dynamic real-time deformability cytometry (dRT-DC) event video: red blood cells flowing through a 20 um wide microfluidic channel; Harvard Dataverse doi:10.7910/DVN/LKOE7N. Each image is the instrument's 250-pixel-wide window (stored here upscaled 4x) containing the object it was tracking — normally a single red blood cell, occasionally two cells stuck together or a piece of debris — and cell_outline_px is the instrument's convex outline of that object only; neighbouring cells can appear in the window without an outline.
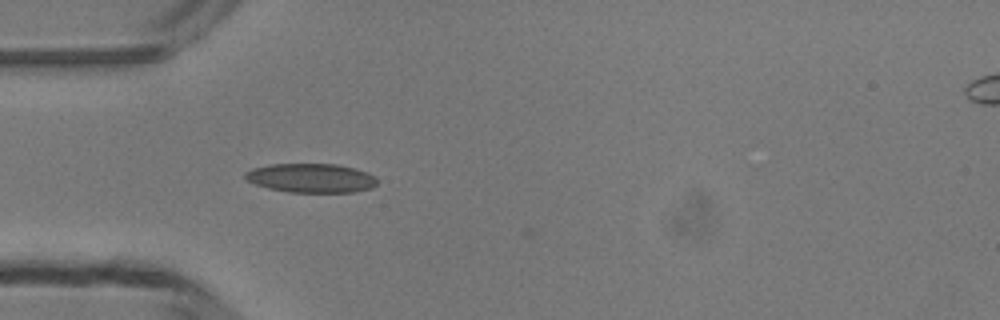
{"species": "common noctule bat (a hibernating species)", "species_latin": "Nyctalus noctula", "temperature_condition": "room temperature", "stored_images_in_passage": 34, "camera_frame_rate_fps": 3000, "um_per_image_px": 0.085, "animal": {"sex": "male", "body_mass_g": 13.3}, "frame": {"image": 1, "passage_image": 1, "time_ms": 0.0, "image_size_px": [1000, 320], "cell_outline_px": [[376, 184], [372, 188], [352, 192], [288, 192], [268, 188], [256, 184], [248, 180], [244, 176], [244, 172], [252, 168], [268, 164], [336, 164], [356, 168], [368, 172], [376, 176]], "centroid_in_image_um": [26.45, 15.12], "position_along_channel_um": 58.5, "area_um2": 22.48}}
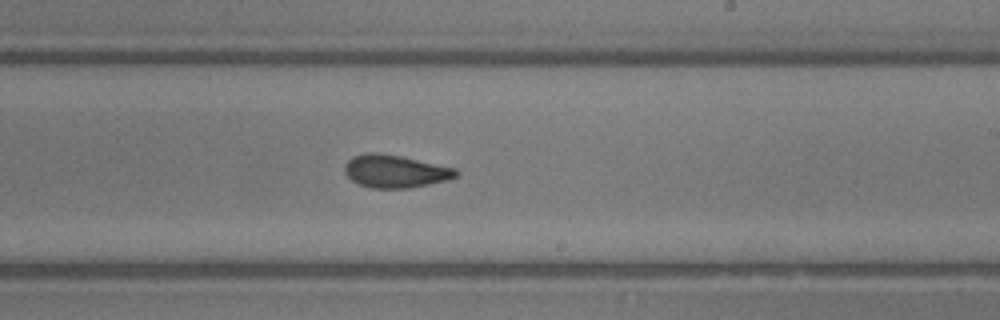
{"frame": {"image": 2, "passage_image": 15, "time_ms": 4.667, "image_size_px": [1000, 320], "cell_outline_px": [[460, 172], [456, 176], [448, 180], [408, 188], [372, 188], [360, 184], [352, 180], [344, 172], [344, 164], [352, 156], [364, 152], [376, 152], [400, 156], [456, 168]], "centroid_in_image_um": [33.57, 14.55], "position_along_channel_um": 255.4, "area_um2": 21.27}}
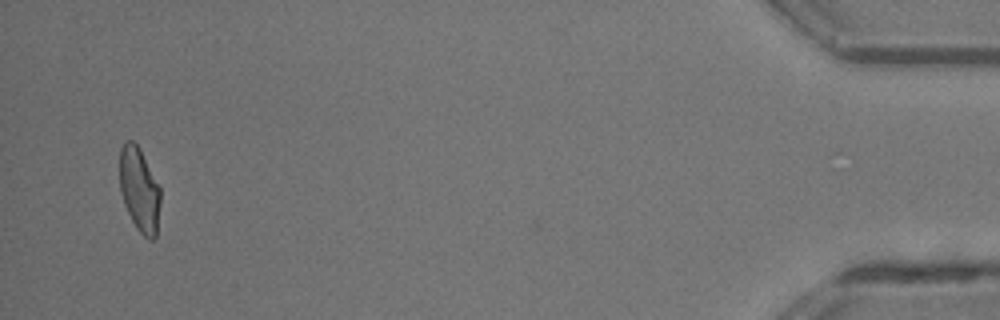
{"frame": {"image": 3, "passage_image": 33, "time_ms": 10.667, "image_size_px": [1000, 320], "cell_outline_px": [[160, 204], [156, 236], [152, 240], [148, 240], [136, 228], [124, 204], [120, 192], [120, 148], [128, 140], [132, 140], [140, 148], [160, 188]], "centroid_in_image_um": [11.85, 16.14], "position_along_channel_um": 423.4, "area_um2": 19.94}, "authors_computed_cell_mechanics": {"area_um2": 21.0103, "velocity_mm_per_s": 4.2727, "shape_relaxation_time_tau1_ms": 5.2554, "shape_relaxation_time_tau2_ms": 1.6147, "deformation_change_tau1": 0.1435, "deformation_change_tau2": 0.0801}}